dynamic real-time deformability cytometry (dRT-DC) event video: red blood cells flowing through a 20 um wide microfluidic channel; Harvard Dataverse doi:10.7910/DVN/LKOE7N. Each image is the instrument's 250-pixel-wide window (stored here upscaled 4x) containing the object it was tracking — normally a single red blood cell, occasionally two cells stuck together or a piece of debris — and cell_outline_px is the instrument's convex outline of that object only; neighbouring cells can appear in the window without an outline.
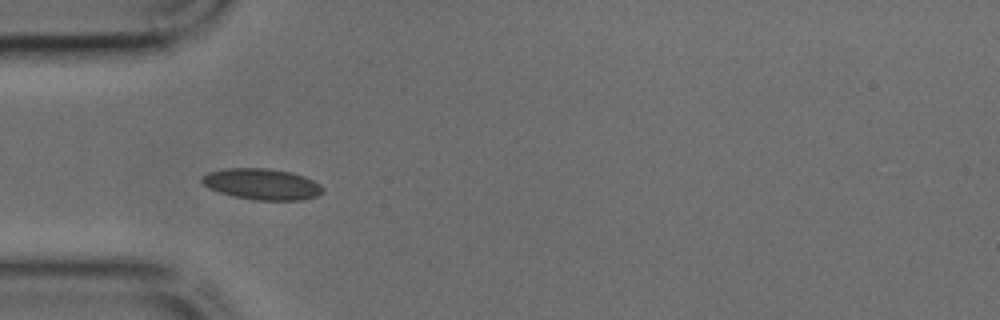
{"species": "common noctule bat (a hibernating species)", "species_latin": "Nyctalus noctula", "temperature_condition": "cold", "stored_images_in_passage": 37, "camera_frame_rate_fps": 3000, "um_per_image_px": 0.085, "animal": {"sex": "male", "body_mass_g": 17.9, "forearm_length_mm": 54.2}, "frame": {"image": 1, "passage_image": 6, "time_ms": 1.667, "image_size_px": [1000, 320], "cell_outline_px": [[324, 192], [316, 196], [300, 200], [256, 200], [236, 196], [220, 192], [208, 188], [200, 180], [200, 176], [208, 172], [224, 168], [268, 168], [292, 172], [304, 176], [320, 184], [324, 188]], "centroid_in_image_um": [22.26, 15.64], "position_along_channel_um": 62.7, "area_um2": 21.96}}